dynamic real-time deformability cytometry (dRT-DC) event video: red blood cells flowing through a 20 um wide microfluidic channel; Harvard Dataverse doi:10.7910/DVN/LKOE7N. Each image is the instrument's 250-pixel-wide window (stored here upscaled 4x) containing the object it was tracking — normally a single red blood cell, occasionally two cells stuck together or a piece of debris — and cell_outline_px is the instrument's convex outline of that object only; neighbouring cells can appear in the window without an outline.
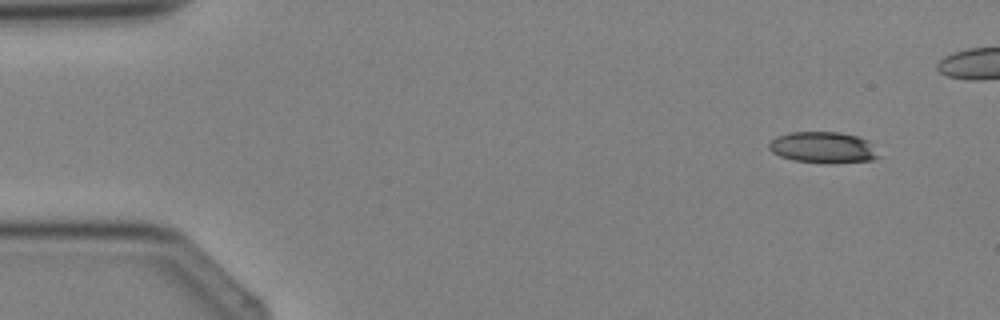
{"species": "Egyptian fruit bat (a non-hibernating species)", "species_latin": "Rousettus aegyptiacus", "temperature_condition": "cold", "stored_images_in_passage": 4, "camera_frame_rate_fps": 3000, "um_per_image_px": 0.085, "animal": {"sex": "female"}, "frame": {"image": 1, "passage_image": 2, "time_ms": 1.0, "image_size_px": [1000, 320], "cell_outline_px": [[884, 156], [876, 160], [792, 160], [780, 156], [772, 152], [768, 148], [768, 144], [776, 136], [788, 132], [840, 132], [856, 136], [868, 140]], "centroid_in_image_um": [69.98, 12.48], "position_along_channel_um": 15.0, "area_um2": 19.31}}